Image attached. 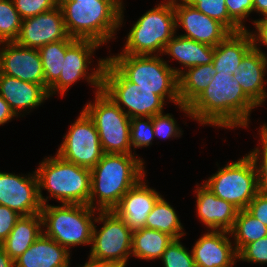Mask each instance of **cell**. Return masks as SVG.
I'll use <instances>...</instances> for the list:
<instances>
[{
    "mask_svg": "<svg viewBox=\"0 0 267 267\" xmlns=\"http://www.w3.org/2000/svg\"><path fill=\"white\" fill-rule=\"evenodd\" d=\"M234 73L217 72L208 87L189 105L193 121L202 126L249 128L252 110L258 106L243 92Z\"/></svg>",
    "mask_w": 267,
    "mask_h": 267,
    "instance_id": "obj_1",
    "label": "cell"
},
{
    "mask_svg": "<svg viewBox=\"0 0 267 267\" xmlns=\"http://www.w3.org/2000/svg\"><path fill=\"white\" fill-rule=\"evenodd\" d=\"M143 158L134 154L104 153L91 169L89 206L97 211L114 210L122 196L147 176Z\"/></svg>",
    "mask_w": 267,
    "mask_h": 267,
    "instance_id": "obj_2",
    "label": "cell"
},
{
    "mask_svg": "<svg viewBox=\"0 0 267 267\" xmlns=\"http://www.w3.org/2000/svg\"><path fill=\"white\" fill-rule=\"evenodd\" d=\"M58 5L70 37L94 40L107 48L126 24L123 0L59 1Z\"/></svg>",
    "mask_w": 267,
    "mask_h": 267,
    "instance_id": "obj_3",
    "label": "cell"
},
{
    "mask_svg": "<svg viewBox=\"0 0 267 267\" xmlns=\"http://www.w3.org/2000/svg\"><path fill=\"white\" fill-rule=\"evenodd\" d=\"M107 60L130 82L152 90L167 104L173 103L186 117L192 119L189 106L180 102L178 76L162 55L110 54ZM169 101V102H167Z\"/></svg>",
    "mask_w": 267,
    "mask_h": 267,
    "instance_id": "obj_4",
    "label": "cell"
},
{
    "mask_svg": "<svg viewBox=\"0 0 267 267\" xmlns=\"http://www.w3.org/2000/svg\"><path fill=\"white\" fill-rule=\"evenodd\" d=\"M35 173L42 205L49 204L50 199L59 204L89 205L90 169L65 161L55 154L44 157ZM43 189L48 196H43Z\"/></svg>",
    "mask_w": 267,
    "mask_h": 267,
    "instance_id": "obj_5",
    "label": "cell"
},
{
    "mask_svg": "<svg viewBox=\"0 0 267 267\" xmlns=\"http://www.w3.org/2000/svg\"><path fill=\"white\" fill-rule=\"evenodd\" d=\"M132 24L118 54L162 55L168 41L177 33L173 0L160 1Z\"/></svg>",
    "mask_w": 267,
    "mask_h": 267,
    "instance_id": "obj_6",
    "label": "cell"
},
{
    "mask_svg": "<svg viewBox=\"0 0 267 267\" xmlns=\"http://www.w3.org/2000/svg\"><path fill=\"white\" fill-rule=\"evenodd\" d=\"M43 233L66 248L90 246L97 210L83 204H45L41 209Z\"/></svg>",
    "mask_w": 267,
    "mask_h": 267,
    "instance_id": "obj_7",
    "label": "cell"
},
{
    "mask_svg": "<svg viewBox=\"0 0 267 267\" xmlns=\"http://www.w3.org/2000/svg\"><path fill=\"white\" fill-rule=\"evenodd\" d=\"M100 47L102 48L100 43L89 39H75L67 47L59 79L48 89L50 98L57 94L64 98L66 92H69L68 89L80 80H85L89 86L94 87L95 93L102 90L103 69L107 56L99 57L95 66L92 63L96 50Z\"/></svg>",
    "mask_w": 267,
    "mask_h": 267,
    "instance_id": "obj_8",
    "label": "cell"
},
{
    "mask_svg": "<svg viewBox=\"0 0 267 267\" xmlns=\"http://www.w3.org/2000/svg\"><path fill=\"white\" fill-rule=\"evenodd\" d=\"M203 183L218 198L244 210L259 192L257 169L253 159L245 154L237 161L225 162Z\"/></svg>",
    "mask_w": 267,
    "mask_h": 267,
    "instance_id": "obj_9",
    "label": "cell"
},
{
    "mask_svg": "<svg viewBox=\"0 0 267 267\" xmlns=\"http://www.w3.org/2000/svg\"><path fill=\"white\" fill-rule=\"evenodd\" d=\"M94 93V101L86 102L83 110L93 120L104 153L132 154L130 117L102 90Z\"/></svg>",
    "mask_w": 267,
    "mask_h": 267,
    "instance_id": "obj_10",
    "label": "cell"
},
{
    "mask_svg": "<svg viewBox=\"0 0 267 267\" xmlns=\"http://www.w3.org/2000/svg\"><path fill=\"white\" fill-rule=\"evenodd\" d=\"M102 91L130 118L153 117L163 113L167 104L152 90L128 81L108 60L103 69Z\"/></svg>",
    "mask_w": 267,
    "mask_h": 267,
    "instance_id": "obj_11",
    "label": "cell"
},
{
    "mask_svg": "<svg viewBox=\"0 0 267 267\" xmlns=\"http://www.w3.org/2000/svg\"><path fill=\"white\" fill-rule=\"evenodd\" d=\"M100 223L103 225L99 228L97 225ZM132 239L133 230L115 211H98L88 256L127 267L131 258Z\"/></svg>",
    "mask_w": 267,
    "mask_h": 267,
    "instance_id": "obj_12",
    "label": "cell"
},
{
    "mask_svg": "<svg viewBox=\"0 0 267 267\" xmlns=\"http://www.w3.org/2000/svg\"><path fill=\"white\" fill-rule=\"evenodd\" d=\"M56 154L65 161L90 170L102 158L104 152L97 129L83 109L64 134Z\"/></svg>",
    "mask_w": 267,
    "mask_h": 267,
    "instance_id": "obj_13",
    "label": "cell"
},
{
    "mask_svg": "<svg viewBox=\"0 0 267 267\" xmlns=\"http://www.w3.org/2000/svg\"><path fill=\"white\" fill-rule=\"evenodd\" d=\"M0 205L21 216L41 213L42 203L35 171L25 175L0 171Z\"/></svg>",
    "mask_w": 267,
    "mask_h": 267,
    "instance_id": "obj_14",
    "label": "cell"
},
{
    "mask_svg": "<svg viewBox=\"0 0 267 267\" xmlns=\"http://www.w3.org/2000/svg\"><path fill=\"white\" fill-rule=\"evenodd\" d=\"M176 15V31L182 28V37L216 47L231 32L219 21L198 11L195 7L186 5L179 0H173Z\"/></svg>",
    "mask_w": 267,
    "mask_h": 267,
    "instance_id": "obj_15",
    "label": "cell"
},
{
    "mask_svg": "<svg viewBox=\"0 0 267 267\" xmlns=\"http://www.w3.org/2000/svg\"><path fill=\"white\" fill-rule=\"evenodd\" d=\"M63 13L59 5L49 11L22 19L15 42L24 47L39 49L42 46L68 38Z\"/></svg>",
    "mask_w": 267,
    "mask_h": 267,
    "instance_id": "obj_16",
    "label": "cell"
},
{
    "mask_svg": "<svg viewBox=\"0 0 267 267\" xmlns=\"http://www.w3.org/2000/svg\"><path fill=\"white\" fill-rule=\"evenodd\" d=\"M0 73L45 88L44 71L38 49L13 42L0 43Z\"/></svg>",
    "mask_w": 267,
    "mask_h": 267,
    "instance_id": "obj_17",
    "label": "cell"
},
{
    "mask_svg": "<svg viewBox=\"0 0 267 267\" xmlns=\"http://www.w3.org/2000/svg\"><path fill=\"white\" fill-rule=\"evenodd\" d=\"M191 250L196 266L234 267L238 262V253L228 231L206 230L195 240Z\"/></svg>",
    "mask_w": 267,
    "mask_h": 267,
    "instance_id": "obj_18",
    "label": "cell"
},
{
    "mask_svg": "<svg viewBox=\"0 0 267 267\" xmlns=\"http://www.w3.org/2000/svg\"><path fill=\"white\" fill-rule=\"evenodd\" d=\"M193 192L196 197V217L207 230L230 232L233 229L239 209L230 202L218 198L203 183H197Z\"/></svg>",
    "mask_w": 267,
    "mask_h": 267,
    "instance_id": "obj_19",
    "label": "cell"
},
{
    "mask_svg": "<svg viewBox=\"0 0 267 267\" xmlns=\"http://www.w3.org/2000/svg\"><path fill=\"white\" fill-rule=\"evenodd\" d=\"M146 178V176L143 177L135 186L130 188L113 210L131 230L145 227L147 216L162 196L155 188L149 186Z\"/></svg>",
    "mask_w": 267,
    "mask_h": 267,
    "instance_id": "obj_20",
    "label": "cell"
},
{
    "mask_svg": "<svg viewBox=\"0 0 267 267\" xmlns=\"http://www.w3.org/2000/svg\"><path fill=\"white\" fill-rule=\"evenodd\" d=\"M0 95L9 104L17 118H22L25 114L38 109L50 98L48 91L42 85L1 73Z\"/></svg>",
    "mask_w": 267,
    "mask_h": 267,
    "instance_id": "obj_21",
    "label": "cell"
},
{
    "mask_svg": "<svg viewBox=\"0 0 267 267\" xmlns=\"http://www.w3.org/2000/svg\"><path fill=\"white\" fill-rule=\"evenodd\" d=\"M261 47H253L242 59L233 75L243 92L258 106L263 107L267 100V56Z\"/></svg>",
    "mask_w": 267,
    "mask_h": 267,
    "instance_id": "obj_22",
    "label": "cell"
},
{
    "mask_svg": "<svg viewBox=\"0 0 267 267\" xmlns=\"http://www.w3.org/2000/svg\"><path fill=\"white\" fill-rule=\"evenodd\" d=\"M71 256L72 253L66 248L42 232L35 242L14 260V265L15 267H70Z\"/></svg>",
    "mask_w": 267,
    "mask_h": 267,
    "instance_id": "obj_23",
    "label": "cell"
},
{
    "mask_svg": "<svg viewBox=\"0 0 267 267\" xmlns=\"http://www.w3.org/2000/svg\"><path fill=\"white\" fill-rule=\"evenodd\" d=\"M214 50L215 47L211 45L175 34L168 41L162 56L171 57L170 60H165L168 65L171 59L178 61L181 67L171 66V68L179 76L188 68L213 63Z\"/></svg>",
    "mask_w": 267,
    "mask_h": 267,
    "instance_id": "obj_24",
    "label": "cell"
},
{
    "mask_svg": "<svg viewBox=\"0 0 267 267\" xmlns=\"http://www.w3.org/2000/svg\"><path fill=\"white\" fill-rule=\"evenodd\" d=\"M249 30L230 33L214 50L213 67L217 72L236 73L243 57L253 48Z\"/></svg>",
    "mask_w": 267,
    "mask_h": 267,
    "instance_id": "obj_25",
    "label": "cell"
},
{
    "mask_svg": "<svg viewBox=\"0 0 267 267\" xmlns=\"http://www.w3.org/2000/svg\"><path fill=\"white\" fill-rule=\"evenodd\" d=\"M42 232L41 213L20 216L8 237L0 244V247L14 261L35 242Z\"/></svg>",
    "mask_w": 267,
    "mask_h": 267,
    "instance_id": "obj_26",
    "label": "cell"
},
{
    "mask_svg": "<svg viewBox=\"0 0 267 267\" xmlns=\"http://www.w3.org/2000/svg\"><path fill=\"white\" fill-rule=\"evenodd\" d=\"M173 240L172 236L158 230L145 227L133 230L131 257L137 258V261L160 260Z\"/></svg>",
    "mask_w": 267,
    "mask_h": 267,
    "instance_id": "obj_27",
    "label": "cell"
},
{
    "mask_svg": "<svg viewBox=\"0 0 267 267\" xmlns=\"http://www.w3.org/2000/svg\"><path fill=\"white\" fill-rule=\"evenodd\" d=\"M216 73L213 63L184 70L178 76V94L181 104L189 106L208 87Z\"/></svg>",
    "mask_w": 267,
    "mask_h": 267,
    "instance_id": "obj_28",
    "label": "cell"
},
{
    "mask_svg": "<svg viewBox=\"0 0 267 267\" xmlns=\"http://www.w3.org/2000/svg\"><path fill=\"white\" fill-rule=\"evenodd\" d=\"M145 228L169 234L174 239H182L187 234L176 210L162 195L147 216Z\"/></svg>",
    "mask_w": 267,
    "mask_h": 267,
    "instance_id": "obj_29",
    "label": "cell"
},
{
    "mask_svg": "<svg viewBox=\"0 0 267 267\" xmlns=\"http://www.w3.org/2000/svg\"><path fill=\"white\" fill-rule=\"evenodd\" d=\"M75 40L68 37L53 43H48L38 49L44 71L45 89H48L59 79L67 47Z\"/></svg>",
    "mask_w": 267,
    "mask_h": 267,
    "instance_id": "obj_30",
    "label": "cell"
},
{
    "mask_svg": "<svg viewBox=\"0 0 267 267\" xmlns=\"http://www.w3.org/2000/svg\"><path fill=\"white\" fill-rule=\"evenodd\" d=\"M230 234L238 253L245 245L266 237L267 226L246 209L239 210Z\"/></svg>",
    "mask_w": 267,
    "mask_h": 267,
    "instance_id": "obj_31",
    "label": "cell"
},
{
    "mask_svg": "<svg viewBox=\"0 0 267 267\" xmlns=\"http://www.w3.org/2000/svg\"><path fill=\"white\" fill-rule=\"evenodd\" d=\"M180 2L195 7L203 14L219 21L231 33L243 31L228 15L225 0H179Z\"/></svg>",
    "mask_w": 267,
    "mask_h": 267,
    "instance_id": "obj_32",
    "label": "cell"
},
{
    "mask_svg": "<svg viewBox=\"0 0 267 267\" xmlns=\"http://www.w3.org/2000/svg\"><path fill=\"white\" fill-rule=\"evenodd\" d=\"M22 18L15 9L13 0H0V43L17 39Z\"/></svg>",
    "mask_w": 267,
    "mask_h": 267,
    "instance_id": "obj_33",
    "label": "cell"
},
{
    "mask_svg": "<svg viewBox=\"0 0 267 267\" xmlns=\"http://www.w3.org/2000/svg\"><path fill=\"white\" fill-rule=\"evenodd\" d=\"M155 139L152 117L130 118V145L132 154H136V149L147 148L153 145Z\"/></svg>",
    "mask_w": 267,
    "mask_h": 267,
    "instance_id": "obj_34",
    "label": "cell"
},
{
    "mask_svg": "<svg viewBox=\"0 0 267 267\" xmlns=\"http://www.w3.org/2000/svg\"><path fill=\"white\" fill-rule=\"evenodd\" d=\"M259 134V144L248 152L253 159L258 178V188L260 192L267 193V123L260 124L257 131Z\"/></svg>",
    "mask_w": 267,
    "mask_h": 267,
    "instance_id": "obj_35",
    "label": "cell"
},
{
    "mask_svg": "<svg viewBox=\"0 0 267 267\" xmlns=\"http://www.w3.org/2000/svg\"><path fill=\"white\" fill-rule=\"evenodd\" d=\"M180 239H174L161 256L162 267H196L192 250Z\"/></svg>",
    "mask_w": 267,
    "mask_h": 267,
    "instance_id": "obj_36",
    "label": "cell"
},
{
    "mask_svg": "<svg viewBox=\"0 0 267 267\" xmlns=\"http://www.w3.org/2000/svg\"><path fill=\"white\" fill-rule=\"evenodd\" d=\"M153 129L155 138L158 140H172L174 138L182 137L183 130L180 128L178 122L171 113H160L152 117Z\"/></svg>",
    "mask_w": 267,
    "mask_h": 267,
    "instance_id": "obj_37",
    "label": "cell"
},
{
    "mask_svg": "<svg viewBox=\"0 0 267 267\" xmlns=\"http://www.w3.org/2000/svg\"><path fill=\"white\" fill-rule=\"evenodd\" d=\"M248 264H267V236L245 245L238 252V262Z\"/></svg>",
    "mask_w": 267,
    "mask_h": 267,
    "instance_id": "obj_38",
    "label": "cell"
},
{
    "mask_svg": "<svg viewBox=\"0 0 267 267\" xmlns=\"http://www.w3.org/2000/svg\"><path fill=\"white\" fill-rule=\"evenodd\" d=\"M22 19L33 17L58 6L59 0H13Z\"/></svg>",
    "mask_w": 267,
    "mask_h": 267,
    "instance_id": "obj_39",
    "label": "cell"
},
{
    "mask_svg": "<svg viewBox=\"0 0 267 267\" xmlns=\"http://www.w3.org/2000/svg\"><path fill=\"white\" fill-rule=\"evenodd\" d=\"M254 0H225L229 17L243 30H249L245 23L253 13ZM247 19V20H246Z\"/></svg>",
    "mask_w": 267,
    "mask_h": 267,
    "instance_id": "obj_40",
    "label": "cell"
},
{
    "mask_svg": "<svg viewBox=\"0 0 267 267\" xmlns=\"http://www.w3.org/2000/svg\"><path fill=\"white\" fill-rule=\"evenodd\" d=\"M20 216L16 211L0 205V244L8 237Z\"/></svg>",
    "mask_w": 267,
    "mask_h": 267,
    "instance_id": "obj_41",
    "label": "cell"
},
{
    "mask_svg": "<svg viewBox=\"0 0 267 267\" xmlns=\"http://www.w3.org/2000/svg\"><path fill=\"white\" fill-rule=\"evenodd\" d=\"M246 210L267 226V193L259 191Z\"/></svg>",
    "mask_w": 267,
    "mask_h": 267,
    "instance_id": "obj_42",
    "label": "cell"
},
{
    "mask_svg": "<svg viewBox=\"0 0 267 267\" xmlns=\"http://www.w3.org/2000/svg\"><path fill=\"white\" fill-rule=\"evenodd\" d=\"M253 28L249 29V32L253 38V46L259 48V46H264L267 49V16L259 17V19L251 20ZM252 30V31H251ZM267 56V53L264 52Z\"/></svg>",
    "mask_w": 267,
    "mask_h": 267,
    "instance_id": "obj_43",
    "label": "cell"
},
{
    "mask_svg": "<svg viewBox=\"0 0 267 267\" xmlns=\"http://www.w3.org/2000/svg\"><path fill=\"white\" fill-rule=\"evenodd\" d=\"M14 117L17 118L10 109L9 104L0 95V126H4L6 123L11 122L15 119Z\"/></svg>",
    "mask_w": 267,
    "mask_h": 267,
    "instance_id": "obj_44",
    "label": "cell"
},
{
    "mask_svg": "<svg viewBox=\"0 0 267 267\" xmlns=\"http://www.w3.org/2000/svg\"><path fill=\"white\" fill-rule=\"evenodd\" d=\"M85 263L83 265H77V267H120L119 265L109 262V261H101L91 258L87 256Z\"/></svg>",
    "mask_w": 267,
    "mask_h": 267,
    "instance_id": "obj_45",
    "label": "cell"
},
{
    "mask_svg": "<svg viewBox=\"0 0 267 267\" xmlns=\"http://www.w3.org/2000/svg\"><path fill=\"white\" fill-rule=\"evenodd\" d=\"M255 12L261 17L267 16V0H254L253 13Z\"/></svg>",
    "mask_w": 267,
    "mask_h": 267,
    "instance_id": "obj_46",
    "label": "cell"
},
{
    "mask_svg": "<svg viewBox=\"0 0 267 267\" xmlns=\"http://www.w3.org/2000/svg\"><path fill=\"white\" fill-rule=\"evenodd\" d=\"M0 267H15L14 261L1 247H0Z\"/></svg>",
    "mask_w": 267,
    "mask_h": 267,
    "instance_id": "obj_47",
    "label": "cell"
},
{
    "mask_svg": "<svg viewBox=\"0 0 267 267\" xmlns=\"http://www.w3.org/2000/svg\"><path fill=\"white\" fill-rule=\"evenodd\" d=\"M59 1H95V0H59Z\"/></svg>",
    "mask_w": 267,
    "mask_h": 267,
    "instance_id": "obj_48",
    "label": "cell"
}]
</instances>
